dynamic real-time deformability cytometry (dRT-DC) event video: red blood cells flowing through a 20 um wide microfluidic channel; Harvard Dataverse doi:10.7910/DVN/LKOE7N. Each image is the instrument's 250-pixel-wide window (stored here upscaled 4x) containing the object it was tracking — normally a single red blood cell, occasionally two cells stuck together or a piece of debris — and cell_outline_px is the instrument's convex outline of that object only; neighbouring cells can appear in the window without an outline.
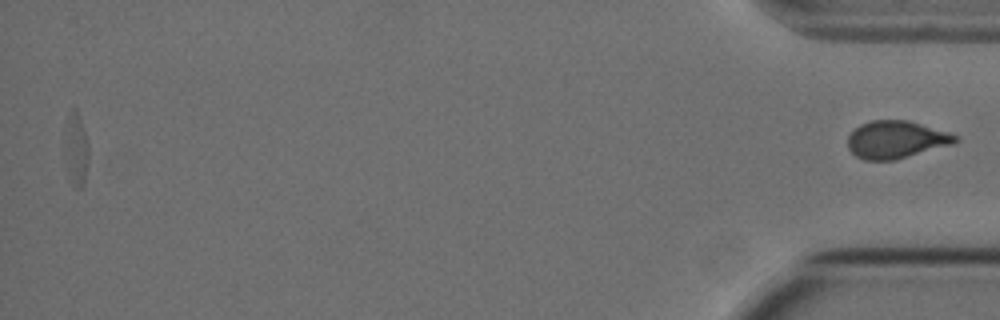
{"species": "Egyptian fruit bat (a non-hibernating species)", "species_latin": "Rousettus aegyptiacus", "temperature_condition": "cold", "stored_images_in_passage": 44, "segment_of_instrument_passage": [2, 2], "camera_frame_rate_fps": 3000, "um_per_image_px": 0.085, "animal": {"sex": "female"}, "frame": {"image": 1, "passage_image": 44, "time_ms": 14.333, "image_size_px": [1000, 320], "cell_outline_px": [[960, 140], [952, 144], [896, 160], [864, 160], [856, 156], [848, 148], [848, 136], [860, 124], [872, 120], [908, 120], [960, 136]], "centroid_in_image_um": [76.17, 11.87], "position_along_channel_um": 359.0, "area_um2": 23.47}}